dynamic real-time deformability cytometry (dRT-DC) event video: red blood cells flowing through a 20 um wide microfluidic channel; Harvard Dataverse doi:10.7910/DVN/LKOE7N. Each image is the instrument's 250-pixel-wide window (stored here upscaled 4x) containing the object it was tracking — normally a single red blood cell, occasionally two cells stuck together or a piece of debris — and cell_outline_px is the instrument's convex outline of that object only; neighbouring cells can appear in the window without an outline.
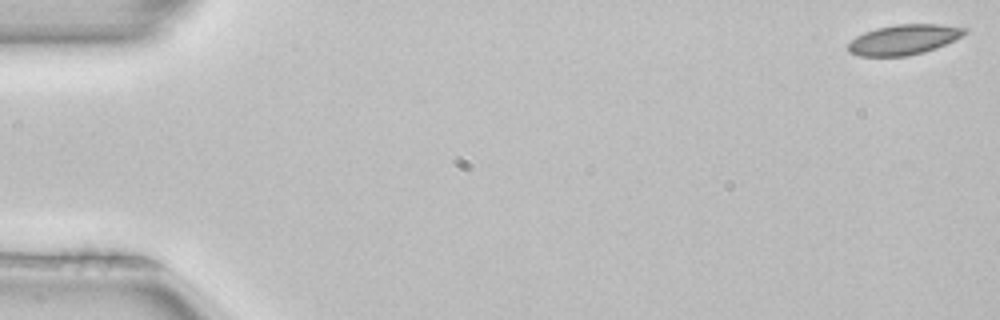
{"species": "common noctule bat (a hibernating species)", "species_latin": "Nyctalus noctula", "temperature_condition": "room temperature", "stored_images_in_passage": 5, "camera_frame_rate_fps": 3000, "um_per_image_px": 0.085, "animal": {"sex": "female", "body_mass_g": 22.7, "forearm_length_mm": 54.2}, "frame": {"image": 1, "passage_image": 1, "time_ms": 0.0, "image_size_px": [1000, 320], "cell_outline_px": [[968, 32], [936, 48], [924, 52], [908, 56], [860, 56], [848, 52], [848, 44], [856, 36], [864, 32], [876, 28], [896, 24], [940, 24], [968, 28]], "centroid_in_image_um": [76.8, 3.36], "position_along_channel_um": 8.2, "area_um2": 20.4}}
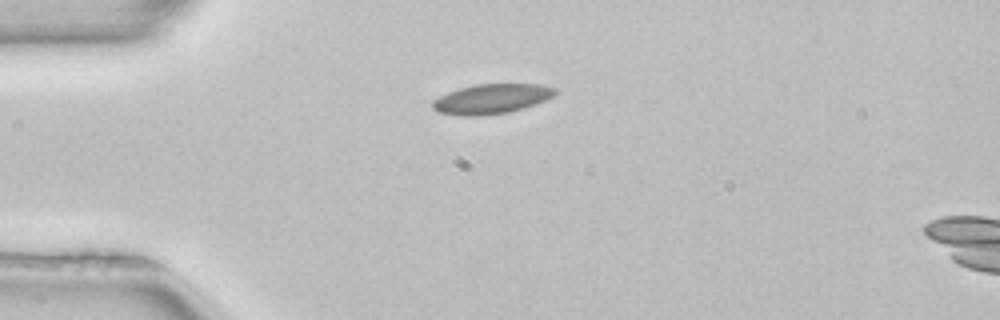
{"frame": {"image": 2, "passage_image": 4, "time_ms": 1.0, "image_size_px": [1000, 320], "cell_outline_px": [[556, 92], [552, 96], [536, 104], [524, 108], [508, 112], [476, 116], [460, 116], [436, 112], [432, 108], [432, 100], [448, 92], [460, 88], [476, 84], [540, 84], [556, 88]], "centroid_in_image_um": [41.74, 8.41], "position_along_channel_um": 43.3, "area_um2": 21.27}}